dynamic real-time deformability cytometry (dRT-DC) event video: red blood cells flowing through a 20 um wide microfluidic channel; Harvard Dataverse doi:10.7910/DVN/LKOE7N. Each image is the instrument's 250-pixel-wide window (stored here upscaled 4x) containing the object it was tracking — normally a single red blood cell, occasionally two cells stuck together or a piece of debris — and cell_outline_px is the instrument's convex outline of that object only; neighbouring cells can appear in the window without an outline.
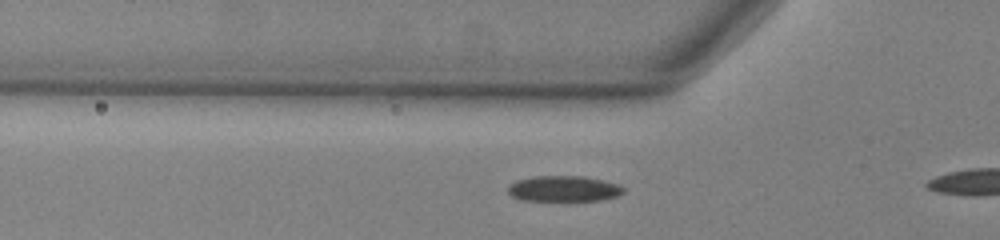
{"species": "common noctule bat (a hibernating species)", "species_latin": "Nyctalus noctula", "temperature_condition": "warm", "stored_images_in_passage": 9, "camera_frame_rate_fps": 3000, "um_per_image_px": 0.085, "animal": {"sex": "male", "body_mass_g": 13.0, "forearm_length_mm": 53.1}, "frame": {"image": 1, "passage_image": 7, "time_ms": 2.0, "image_size_px": [1000, 240], "cell_outline_px": [[624, 192], [616, 196], [600, 200], [564, 204], [520, 200], [512, 196], [508, 192], [508, 184], [516, 180], [532, 176], [584, 176], [616, 184], [624, 188]], "centroid_in_image_um": [47.84, 16.1], "position_along_channel_um": 78.0, "area_um2": 18.32}}